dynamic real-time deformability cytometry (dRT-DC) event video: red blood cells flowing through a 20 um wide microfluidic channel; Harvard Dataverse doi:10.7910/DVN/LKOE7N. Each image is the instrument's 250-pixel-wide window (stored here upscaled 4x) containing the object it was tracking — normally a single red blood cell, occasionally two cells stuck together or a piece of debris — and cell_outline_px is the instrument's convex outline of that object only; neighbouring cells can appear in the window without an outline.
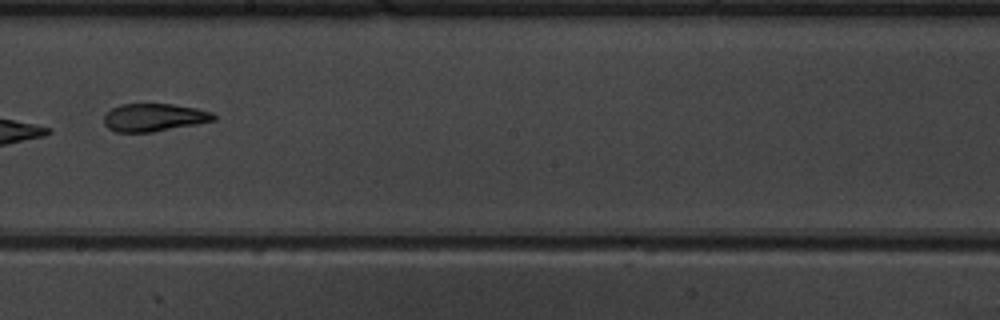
{"species": "common noctule bat (a hibernating species)", "species_latin": "Nyctalus noctula", "temperature_condition": "warm", "stored_images_in_passage": 10, "camera_frame_rate_fps": 3000, "um_per_image_px": 0.085, "animal": {"sex": "male", "body_mass_g": 19.5, "forearm_length_mm": 54.6}, "frame": {"image": 1, "passage_image": 9, "time_ms": 10.0, "image_size_px": [1000, 320], "cell_outline_px": [[216, 120], [196, 124], [152, 132], [116, 132], [108, 128], [104, 124], [104, 112], [120, 104], [172, 104], [196, 108], [212, 112], [216, 116]], "centroid_in_image_um": [13.06, 9.98], "position_along_channel_um": 235.1, "area_um2": 17.86}}
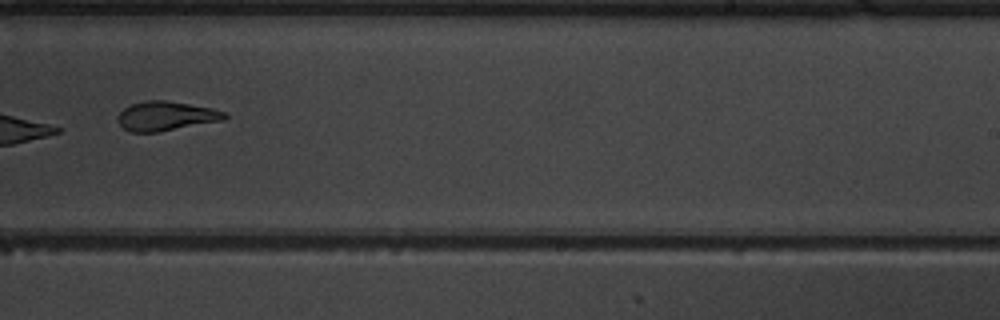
{"frame": {"image": 2, "passage_image": 10, "time_ms": 11.0, "image_size_px": [1000, 320], "cell_outline_px": [[228, 116], [224, 120], [160, 132], [132, 132], [124, 128], [116, 120], [120, 112], [124, 108], [132, 104], [148, 100], [164, 100], [212, 108], [224, 112]], "centroid_in_image_um": [14.11, 9.87], "position_along_channel_um": 274.9, "area_um2": 18.15}}